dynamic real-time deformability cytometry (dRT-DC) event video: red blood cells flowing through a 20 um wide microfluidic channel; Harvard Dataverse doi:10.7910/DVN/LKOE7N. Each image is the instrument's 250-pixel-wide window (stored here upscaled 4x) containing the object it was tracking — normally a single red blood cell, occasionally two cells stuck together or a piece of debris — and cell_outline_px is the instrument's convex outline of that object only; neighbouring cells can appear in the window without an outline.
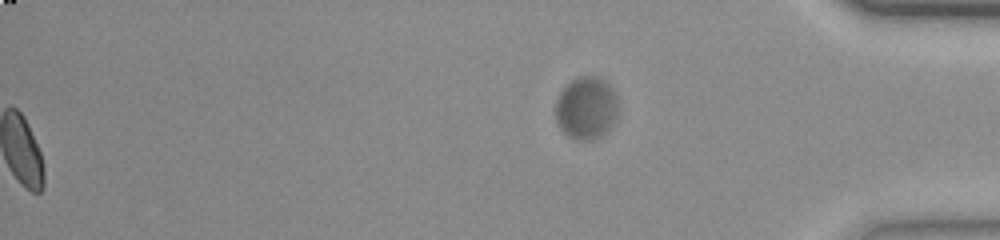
{"species": "common noctule bat (a hibernating species)", "species_latin": "Nyctalus noctula", "temperature_condition": "room temperature", "stored_images_in_passage": 45, "segment_of_instrument_passage": [2, 2], "camera_frame_rate_fps": 3000, "um_per_image_px": 0.085, "animal": {"sex": "female", "body_mass_g": 23.0, "forearm_length_mm": 53.4}, "frame": {"image": 1, "passage_image": 45, "time_ms": 14.667, "image_size_px": [1000, 240], "cell_outline_px": [[616, 116], [612, 124], [600, 136], [592, 140], [576, 140], [568, 136], [560, 128], [556, 120], [556, 100], [560, 92], [572, 80], [580, 76], [600, 76], [612, 88], [616, 96]], "centroid_in_image_um": [49.81, 9.17], "position_along_channel_um": 385.4, "area_um2": 22.6}}